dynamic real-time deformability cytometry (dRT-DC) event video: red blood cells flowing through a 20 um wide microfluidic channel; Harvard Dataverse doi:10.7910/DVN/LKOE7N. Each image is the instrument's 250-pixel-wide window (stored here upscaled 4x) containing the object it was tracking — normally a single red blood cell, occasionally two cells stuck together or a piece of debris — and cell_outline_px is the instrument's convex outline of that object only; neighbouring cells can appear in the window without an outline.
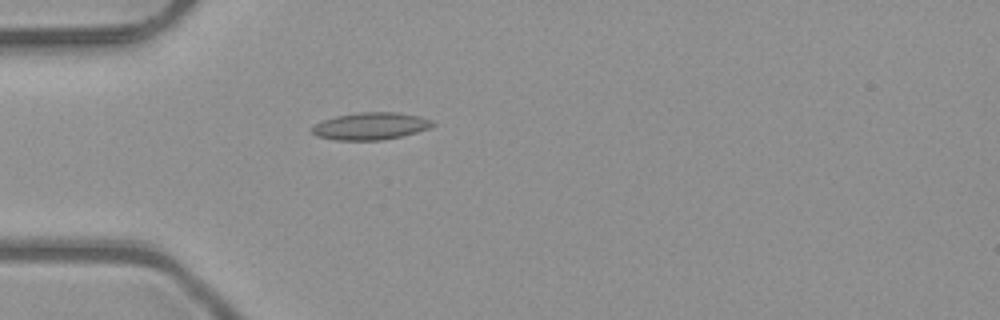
{"species": "common noctule bat (a hibernating species)", "species_latin": "Nyctalus noctula", "temperature_condition": "room temperature", "stored_images_in_passage": 4, "camera_frame_rate_fps": 3000, "um_per_image_px": 0.085, "animal": {"sex": "male", "body_mass_g": 23.1, "forearm_length_mm": 52.7}, "frame": {"image": 1, "passage_image": 4, "time_ms": 1.0, "image_size_px": [1000, 320], "cell_outline_px": [[436, 124], [428, 128], [416, 132], [400, 136], [380, 140], [336, 140], [316, 136], [312, 132], [312, 128], [316, 124], [324, 120], [336, 116], [360, 112], [396, 112], [420, 116], [432, 120]], "centroid_in_image_um": [31.51, 10.71], "position_along_channel_um": 53.5, "area_um2": 18.96}}